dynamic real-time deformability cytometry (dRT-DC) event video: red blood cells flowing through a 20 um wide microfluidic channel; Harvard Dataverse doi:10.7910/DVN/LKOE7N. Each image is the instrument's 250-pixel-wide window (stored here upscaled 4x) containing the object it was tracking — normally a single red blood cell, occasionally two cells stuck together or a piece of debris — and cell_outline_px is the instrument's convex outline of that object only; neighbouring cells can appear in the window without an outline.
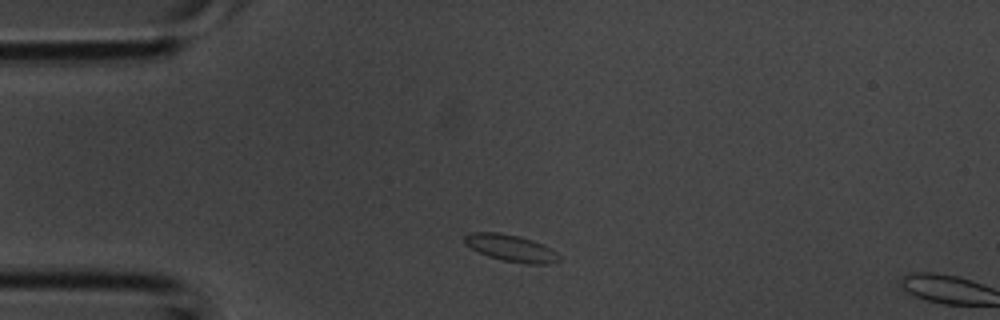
{"species": "common noctule bat (a hibernating species)", "species_latin": "Nyctalus noctula", "temperature_condition": "room temperature", "stored_images_in_passage": 2, "segment_of_instrument_passage": [1, 2], "camera_frame_rate_fps": 3000, "um_per_image_px": 0.085, "animal": {"sex": "male", "body_mass_g": 20.1, "forearm_length_mm": 53.5}, "frame": {"image": 1, "passage_image": 1, "time_ms": 0.0, "image_size_px": [1000, 320], "cell_outline_px": [[560, 260], [548, 264], [524, 264], [500, 260], [488, 256], [472, 248], [464, 240], [464, 236], [468, 232], [496, 232], [520, 236], [532, 240], [556, 252], [560, 256]], "centroid_in_image_um": [43.43, 21.09], "position_along_channel_um": 41.6, "area_um2": 14.62}}